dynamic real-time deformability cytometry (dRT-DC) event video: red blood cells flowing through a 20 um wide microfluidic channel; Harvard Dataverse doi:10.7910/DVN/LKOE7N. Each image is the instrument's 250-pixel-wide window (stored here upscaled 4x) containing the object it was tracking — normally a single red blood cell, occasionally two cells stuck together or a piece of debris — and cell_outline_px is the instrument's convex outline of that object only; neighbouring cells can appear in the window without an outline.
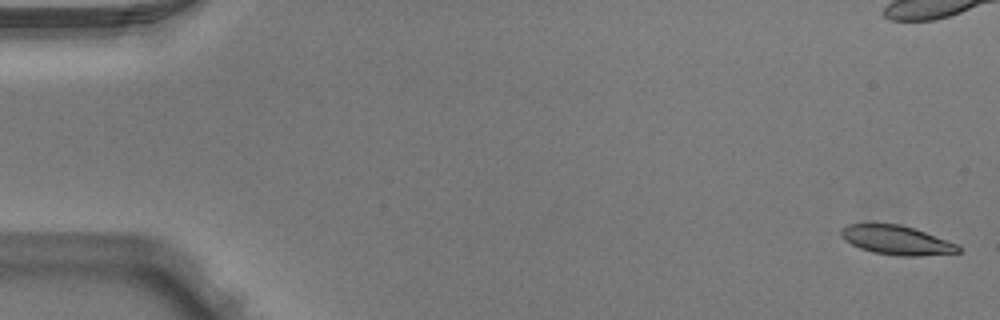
{"species": "Egyptian fruit bat (a non-hibernating species)", "species_latin": "Rousettus aegyptiacus", "temperature_condition": "warm", "stored_images_in_passage": 5, "camera_frame_rate_fps": 3000, "um_per_image_px": 0.085, "animal": {"sex": "male"}, "frame": {"image": 1, "passage_image": 1, "time_ms": 0.0, "image_size_px": [1000, 320], "cell_outline_px": [[960, 252], [920, 256], [896, 256], [872, 252], [860, 248], [844, 240], [840, 236], [840, 228], [848, 224], [900, 224], [924, 232], [956, 244], [960, 248]], "centroid_in_image_um": [76.15, 20.42], "position_along_channel_um": 8.9, "area_um2": 19.71}}